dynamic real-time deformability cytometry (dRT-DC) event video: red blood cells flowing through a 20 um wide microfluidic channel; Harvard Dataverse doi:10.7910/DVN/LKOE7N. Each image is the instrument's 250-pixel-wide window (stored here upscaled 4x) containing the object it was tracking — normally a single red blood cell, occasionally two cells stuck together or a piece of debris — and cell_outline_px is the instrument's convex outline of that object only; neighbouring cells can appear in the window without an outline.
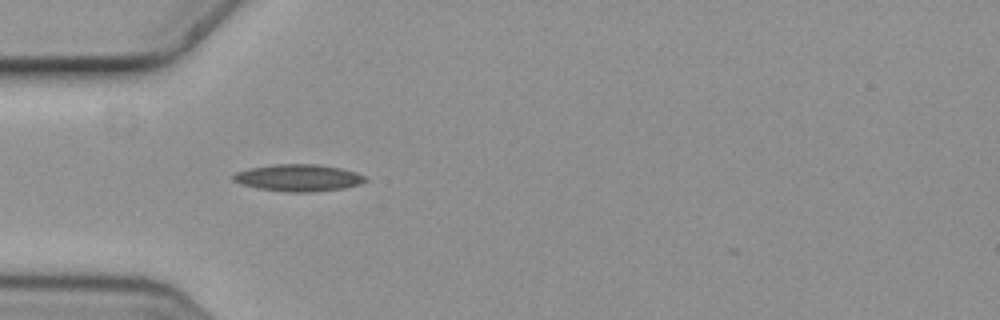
{"species": "common noctule bat (a hibernating species)", "species_latin": "Nyctalus noctula", "temperature_condition": "cold", "stored_images_in_passage": 6, "camera_frame_rate_fps": 3000, "um_per_image_px": 0.085, "animal": {"sex": "female", "body_mass_g": 19.3, "forearm_length_mm": 54.1}, "frame": {"image": 1, "passage_image": 5, "time_ms": 1.333, "image_size_px": [1000, 320], "cell_outline_px": [[368, 180], [360, 184], [344, 188], [312, 192], [288, 192], [260, 188], [240, 184], [232, 180], [232, 176], [236, 172], [248, 168], [276, 164], [316, 164], [340, 168], [356, 172], [364, 176]], "centroid_in_image_um": [25.36, 15.11], "position_along_channel_um": 59.6, "area_um2": 20.69}}
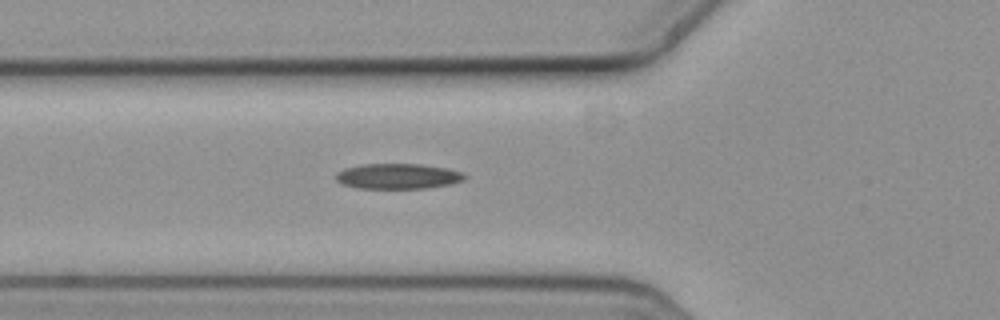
{"frame": {"image": 2, "passage_image": 6, "time_ms": 1.667, "image_size_px": [1000, 320], "cell_outline_px": [[464, 180], [448, 184], [424, 188], [356, 188], [340, 184], [336, 180], [336, 172], [344, 168], [364, 164], [420, 164], [448, 168], [460, 172], [464, 176]], "centroid_in_image_um": [33.74, 14.97], "position_along_channel_um": 92.1, "area_um2": 18.9}}